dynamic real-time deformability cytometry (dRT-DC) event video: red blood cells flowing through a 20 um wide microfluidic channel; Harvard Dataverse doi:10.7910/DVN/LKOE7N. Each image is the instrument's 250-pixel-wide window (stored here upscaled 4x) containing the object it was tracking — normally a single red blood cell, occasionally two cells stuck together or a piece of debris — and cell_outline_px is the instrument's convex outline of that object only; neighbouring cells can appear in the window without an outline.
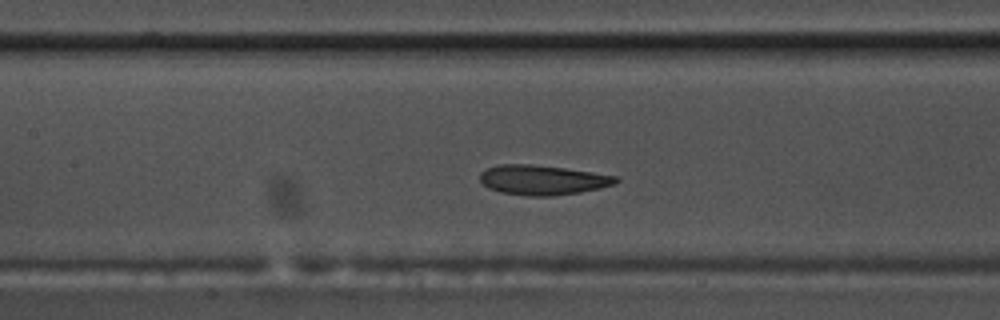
{"species": "common noctule bat (a hibernating species)", "species_latin": "Nyctalus noctula", "temperature_condition": "warm", "stored_images_in_passage": 39, "camera_frame_rate_fps": 3000, "um_per_image_px": 0.085, "animal": {"sex": "male", "body_mass_g": 17.5, "forearm_length_mm": 52.3}, "frame": {"image": 1, "passage_image": 15, "time_ms": 4.667, "image_size_px": [1000, 320], "cell_outline_px": [[620, 180], [612, 184], [600, 188], [580, 192], [552, 196], [528, 196], [500, 192], [488, 188], [480, 180], [480, 172], [488, 168], [500, 164], [532, 164], [564, 168], [592, 172], [616, 176]], "centroid_in_image_um": [46.09, 15.3], "position_along_channel_um": 161.3, "area_um2": 23.47}}
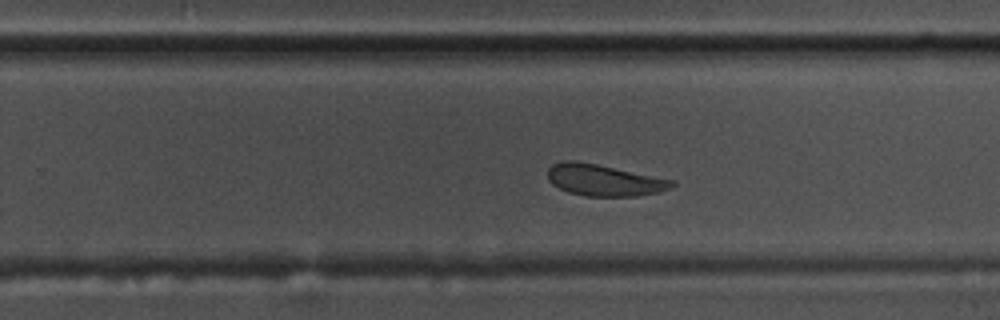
{"frame": {"image": 2, "passage_image": 25, "time_ms": 8.0, "image_size_px": [1000, 320], "cell_outline_px": [[676, 184], [660, 192], [636, 196], [584, 196], [568, 192], [552, 184], [548, 180], [548, 168], [552, 164], [564, 160], [576, 160], [676, 180]], "centroid_in_image_um": [51.33, 15.31], "position_along_channel_um": 278.5, "area_um2": 22.89}}
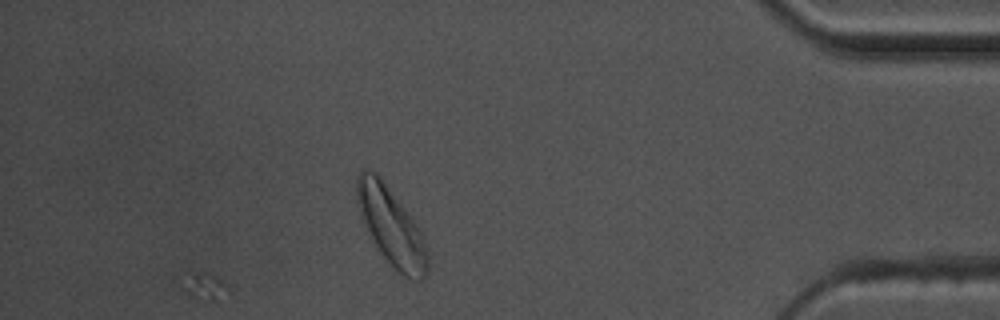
{"frame": {"image": 3, "passage_image": 39, "time_ms": 12.667, "image_size_px": [1000, 320], "cell_outline_px": [[428, 272], [420, 280], [412, 280], [404, 276], [392, 268], [380, 252], [372, 240], [360, 216], [356, 200], [356, 176], [364, 168], [368, 168], [376, 172], [380, 176], [416, 224], [424, 236], [428, 252]], "centroid_in_image_um": [33.24, 19.25], "position_along_channel_um": 402.0, "area_um2": 32.31}, "authors_computed_cell_mechanics": {"area_um2": 23.698, "velocity_mm_per_s": 3.5297, "shape_relaxation_time_tau1_ms": 4.377, "shape_relaxation_time_tau2_ms": 4.9886, "deformation_change_tau1": 0.1116, "deformation_change_tau2": 0.1198}}